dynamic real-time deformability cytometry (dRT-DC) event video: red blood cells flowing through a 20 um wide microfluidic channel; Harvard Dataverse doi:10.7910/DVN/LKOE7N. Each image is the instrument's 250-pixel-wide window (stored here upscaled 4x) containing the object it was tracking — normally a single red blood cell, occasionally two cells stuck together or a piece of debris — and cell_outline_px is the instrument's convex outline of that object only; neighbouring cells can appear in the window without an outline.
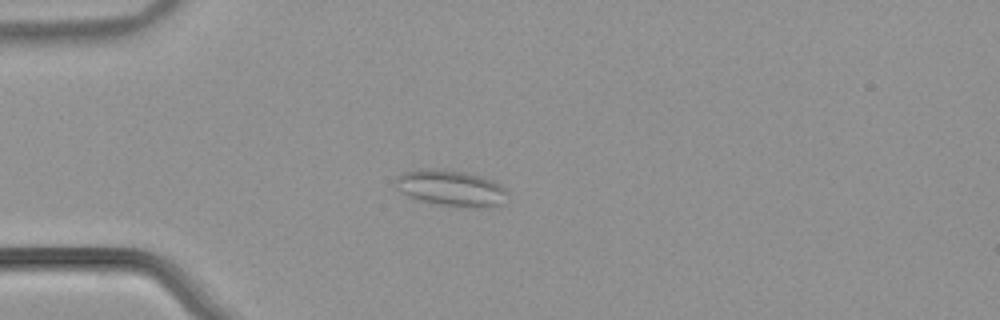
{"species": "common noctule bat (a hibernating species)", "species_latin": "Nyctalus noctula", "temperature_condition": "warm", "stored_images_in_passage": 40, "camera_frame_rate_fps": 3000, "um_per_image_px": 0.085, "animal": {"sex": "male", "body_mass_g": 21.5, "forearm_length_mm": 52.0}, "frame": {"image": 1, "passage_image": 1, "time_ms": 0.0, "image_size_px": [1000, 320], "cell_outline_px": [[508, 204], [484, 208], [468, 208], [436, 204], [408, 196], [400, 192], [396, 188], [396, 176], [404, 172], [420, 168], [444, 168], [464, 172], [480, 176], [492, 180], [500, 184], [508, 192]], "centroid_in_image_um": [38.39, 16.0], "position_along_channel_um": 46.6, "area_um2": 24.22}}
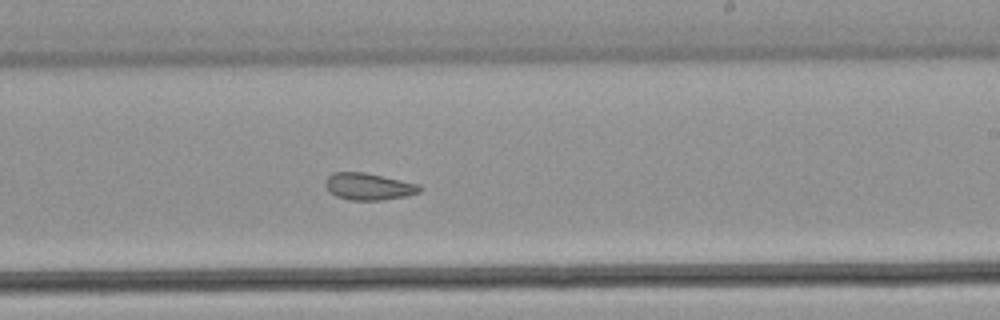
{"frame": {"image": 2, "passage_image": 19, "time_ms": 6.0, "image_size_px": [1000, 320], "cell_outline_px": [[424, 188], [420, 192], [404, 196], [384, 200], [348, 200], [336, 196], [328, 192], [324, 184], [324, 180], [332, 172], [364, 172], [420, 184]], "centroid_in_image_um": [31.31, 15.85], "position_along_channel_um": 257.7, "area_um2": 15.03}}
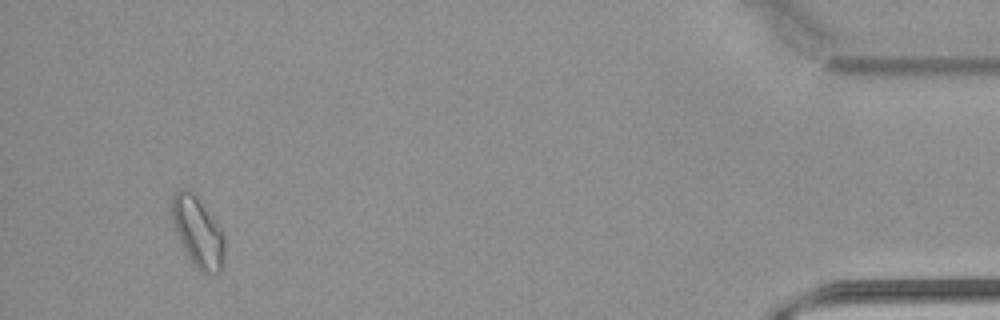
{"frame": {"image": 3, "passage_image": 37, "time_ms": 12.0, "image_size_px": [1000, 320], "cell_outline_px": [[224, 252], [220, 272], [200, 272], [192, 264], [180, 240], [168, 212], [168, 204], [172, 196], [180, 188], [188, 188], [192, 192], [224, 232]], "centroid_in_image_um": [16.76, 19.67], "position_along_channel_um": 418.4, "area_um2": 21.56}, "authors_computed_cell_mechanics": {"area_um2": 16.1262, "velocity_mm_per_s": 3.8608, "shape_relaxation_time_tau1_ms": null, "shape_relaxation_time_tau2_ms": 2.8425, "deformation_change_tau1": null, "deformation_change_tau2": 0.0893}}